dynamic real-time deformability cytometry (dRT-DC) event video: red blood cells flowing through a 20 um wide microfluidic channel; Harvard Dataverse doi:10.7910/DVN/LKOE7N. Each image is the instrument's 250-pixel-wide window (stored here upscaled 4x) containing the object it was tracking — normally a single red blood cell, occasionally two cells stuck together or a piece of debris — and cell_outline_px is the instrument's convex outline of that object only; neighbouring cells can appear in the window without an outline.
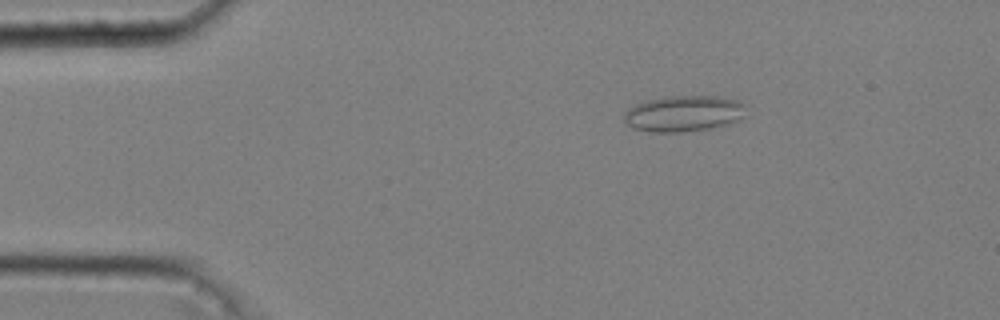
{"species": "common noctule bat (a hibernating species)", "species_latin": "Nyctalus noctula", "temperature_condition": "cold", "stored_images_in_passage": 47, "camera_frame_rate_fps": 3000, "um_per_image_px": 0.085, "animal": {"sex": "male", "body_mass_g": 20.4}, "frame": {"image": 1, "passage_image": 6, "time_ms": 1.667, "image_size_px": [1000, 320], "cell_outline_px": [[748, 104], [744, 116], [728, 124], [708, 128], [680, 132], [652, 132], [632, 128], [624, 120], [624, 112], [628, 108], [636, 104], [648, 100], [664, 96], [716, 96], [736, 100]], "centroid_in_image_um": [58.12, 9.64], "position_along_channel_um": 26.9, "area_um2": 25.66}}
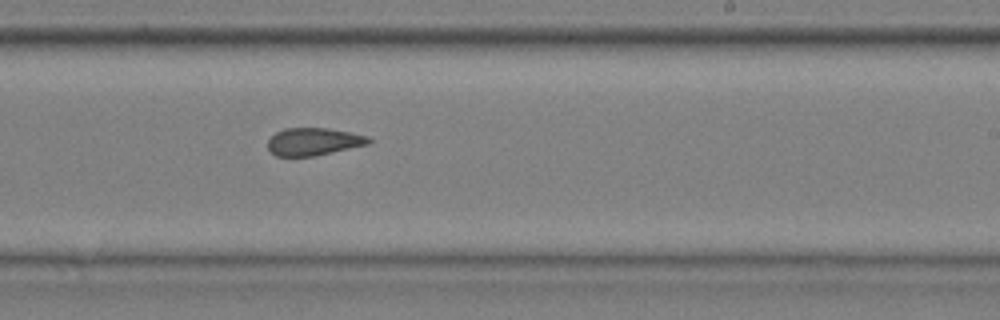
{"frame": {"image": 2, "passage_image": 30, "time_ms": 9.667, "image_size_px": [1000, 320], "cell_outline_px": [[372, 140], [368, 144], [312, 156], [276, 156], [268, 148], [268, 140], [276, 132], [284, 128], [328, 128], [368, 136]], "centroid_in_image_um": [26.63, 12.03], "position_along_channel_um": 262.4, "area_um2": 15.95}}
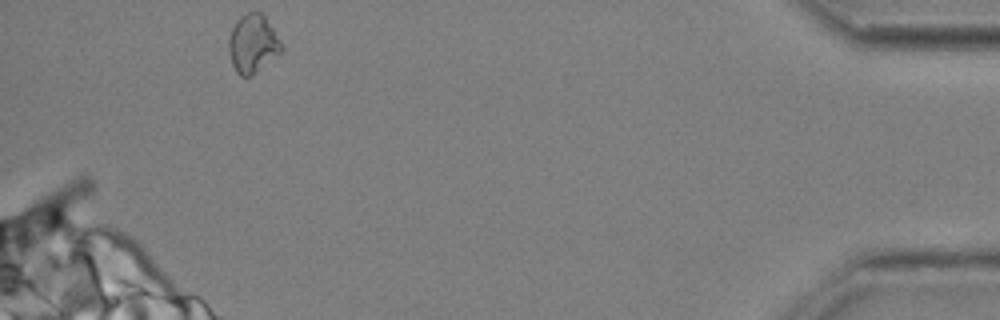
{"frame": {"image": 3, "passage_image": 47, "time_ms": 15.333, "image_size_px": [1000, 320], "cell_outline_px": [[284, 48], [280, 52], [252, 76], [240, 76], [236, 72], [232, 64], [228, 52], [228, 36], [236, 20], [240, 16], [248, 12], [264, 12], [280, 40]], "centroid_in_image_um": [21.47, 3.69], "position_along_channel_um": 413.7, "area_um2": 18.15}, "authors_computed_cell_mechanics": {"area_um2": 17.7446, "velocity_mm_per_s": 3.6405, "shape_relaxation_time_tau1_ms": null, "shape_relaxation_time_tau2_ms": 3.1017, "deformation_change_tau1": null, "deformation_change_tau2": 0.08}}